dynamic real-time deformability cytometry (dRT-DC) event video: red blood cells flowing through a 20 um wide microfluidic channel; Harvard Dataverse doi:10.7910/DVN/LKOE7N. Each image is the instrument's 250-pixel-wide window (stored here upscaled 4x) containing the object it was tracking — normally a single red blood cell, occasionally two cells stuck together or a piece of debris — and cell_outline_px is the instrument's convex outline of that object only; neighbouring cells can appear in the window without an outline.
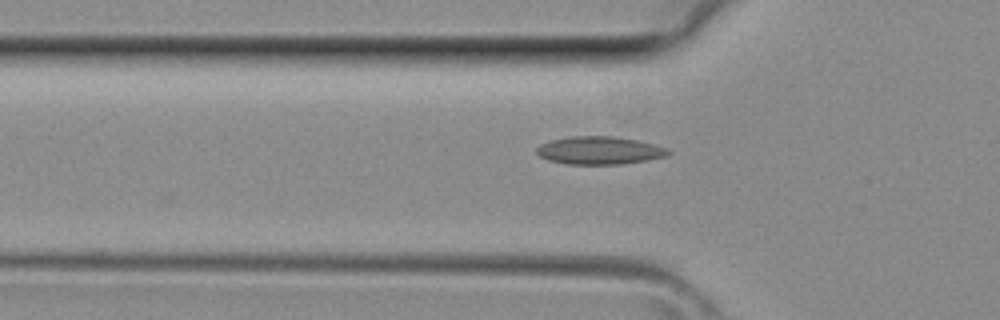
{"species": "common noctule bat (a hibernating species)", "species_latin": "Nyctalus noctula", "temperature_condition": "room temperature", "stored_images_in_passage": 26, "camera_frame_rate_fps": 3000, "um_per_image_px": 0.085, "animal": {"sex": "female", "body_mass_g": 29.2, "forearm_length_mm": 56.3}, "frame": {"image": 1, "passage_image": 5, "time_ms": 1.333, "image_size_px": [1000, 320], "cell_outline_px": [[672, 152], [668, 156], [648, 160], [620, 164], [564, 164], [548, 160], [540, 156], [536, 152], [536, 148], [540, 144], [552, 140], [572, 136], [612, 136], [640, 140], [656, 144], [668, 148]], "centroid_in_image_um": [51.0, 12.78], "position_along_channel_um": 74.8, "area_um2": 21.62}}
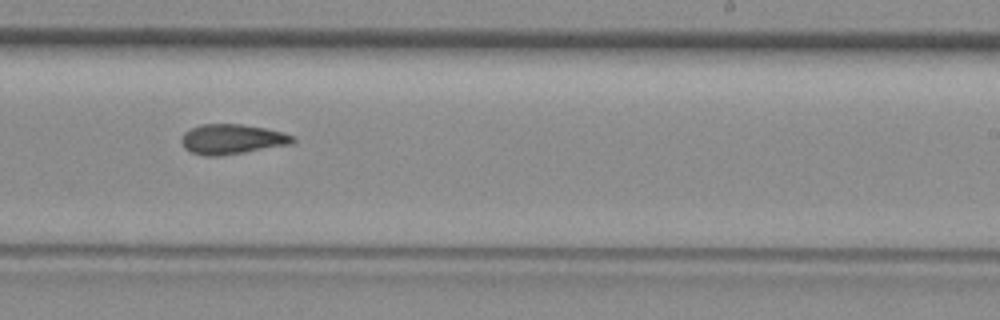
{"frame": {"image": 2, "passage_image": 16, "time_ms": 5.0, "image_size_px": [1000, 320], "cell_outline_px": [[296, 140], [292, 144], [220, 156], [204, 156], [192, 152], [184, 148], [180, 140], [184, 132], [200, 124], [244, 124], [284, 132], [296, 136]], "centroid_in_image_um": [19.74, 11.83], "position_along_channel_um": 269.3, "area_um2": 19.59}}
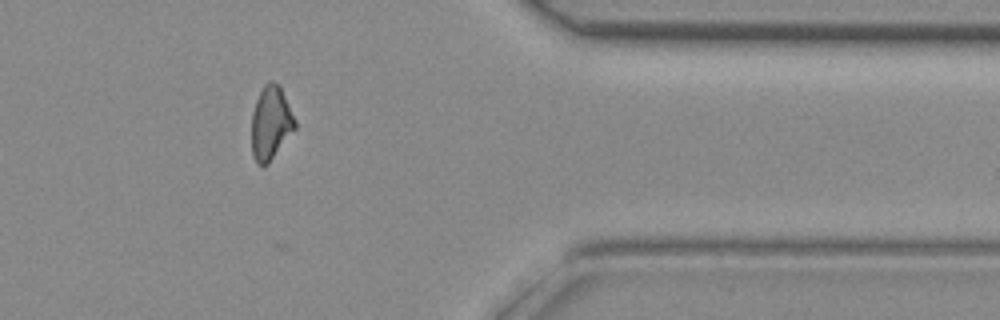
{"frame": {"image": 3, "passage_image": 24, "time_ms": 7.667, "image_size_px": [1000, 320], "cell_outline_px": [[296, 128], [268, 164], [256, 164], [252, 156], [252, 112], [256, 100], [264, 84], [268, 80], [272, 80], [280, 84], [296, 120]], "centroid_in_image_um": [23.02, 10.42], "position_along_channel_um": 388.4, "area_um2": 18.79}}